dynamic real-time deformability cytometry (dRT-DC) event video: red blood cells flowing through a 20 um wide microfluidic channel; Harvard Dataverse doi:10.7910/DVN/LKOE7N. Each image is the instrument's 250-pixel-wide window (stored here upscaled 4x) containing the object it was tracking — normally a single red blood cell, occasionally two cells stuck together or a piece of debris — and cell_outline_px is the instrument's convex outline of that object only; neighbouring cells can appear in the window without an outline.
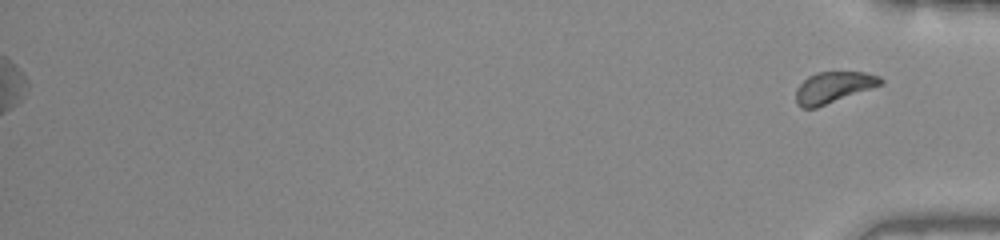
{"species": "common noctule bat (a hibernating species)", "species_latin": "Nyctalus noctula", "temperature_condition": "warm", "stored_images_in_passage": 53, "segment_of_instrument_passage": [2, 2], "camera_frame_rate_fps": 3000, "um_per_image_px": 0.085, "animal": {"sex": "female", "body_mass_g": 22.0, "forearm_length_mm": 56.7}, "frame": {"image": 1, "passage_image": 53, "time_ms": 17.333, "image_size_px": [1000, 240], "cell_outline_px": [[884, 84], [816, 108], [800, 108], [796, 104], [796, 88], [808, 76], [816, 72], [864, 72], [880, 76], [884, 80]], "centroid_in_image_um": [70.85, 7.43], "position_along_channel_um": 364.4, "area_um2": 15.55}}